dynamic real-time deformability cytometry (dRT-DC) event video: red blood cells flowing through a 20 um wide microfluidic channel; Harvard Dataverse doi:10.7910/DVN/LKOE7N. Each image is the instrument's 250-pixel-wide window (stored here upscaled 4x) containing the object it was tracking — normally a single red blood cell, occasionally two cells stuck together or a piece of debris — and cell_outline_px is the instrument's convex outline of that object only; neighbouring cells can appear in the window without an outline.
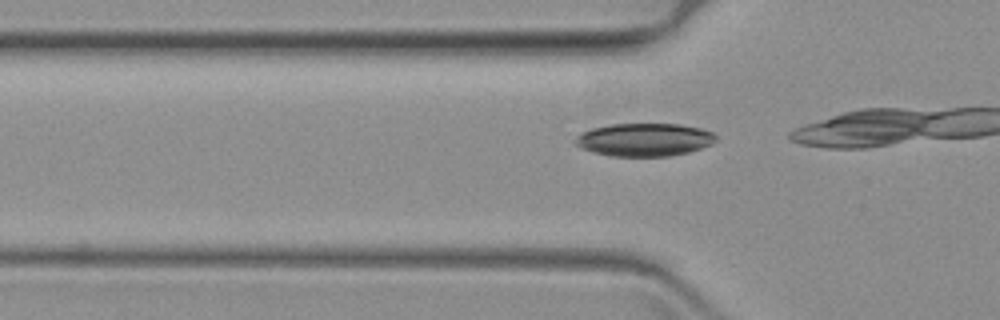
{"species": "common noctule bat (a hibernating species)", "species_latin": "Nyctalus noctula", "temperature_condition": "warm", "stored_images_in_passage": 11, "camera_frame_rate_fps": 3000, "um_per_image_px": 0.085, "animal": {"sex": "female", "body_mass_g": 19.3, "forearm_length_mm": 54.1}, "frame": {"image": 1, "passage_image": 8, "time_ms": 2.333, "image_size_px": [1000, 320], "cell_outline_px": [[716, 140], [712, 144], [688, 152], [668, 156], [608, 156], [592, 152], [580, 148], [572, 140], [576, 136], [592, 128], [612, 124], [680, 124], [700, 128], [712, 132], [716, 136]], "centroid_in_image_um": [54.74, 11.87], "position_along_channel_um": 71.1, "area_um2": 27.05}}